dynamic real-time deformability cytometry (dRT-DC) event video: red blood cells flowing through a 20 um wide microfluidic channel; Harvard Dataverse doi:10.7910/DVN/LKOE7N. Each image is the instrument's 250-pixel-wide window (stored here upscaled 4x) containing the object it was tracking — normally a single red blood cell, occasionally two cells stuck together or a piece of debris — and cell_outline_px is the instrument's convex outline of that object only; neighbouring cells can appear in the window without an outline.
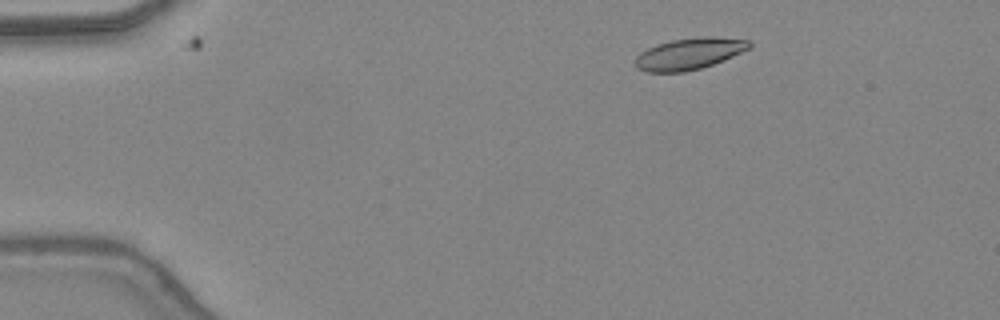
{"species": "common noctule bat (a hibernating species)", "species_latin": "Nyctalus noctula", "temperature_condition": "warm", "stored_images_in_passage": 6, "camera_frame_rate_fps": 3000, "um_per_image_px": 0.085, "animal": {"sex": "female", "body_mass_g": 24.6, "forearm_length_mm": 56.2}, "frame": {"image": 1, "passage_image": 5, "time_ms": 1.333, "image_size_px": [1000, 320], "cell_outline_px": [[752, 44], [748, 48], [732, 56], [712, 64], [700, 68], [684, 72], [644, 72], [636, 68], [632, 64], [636, 56], [640, 52], [656, 44], [672, 40], [704, 36], [712, 36], [752, 40]], "centroid_in_image_um": [58.52, 4.57], "position_along_channel_um": 26.5, "area_um2": 21.04}}